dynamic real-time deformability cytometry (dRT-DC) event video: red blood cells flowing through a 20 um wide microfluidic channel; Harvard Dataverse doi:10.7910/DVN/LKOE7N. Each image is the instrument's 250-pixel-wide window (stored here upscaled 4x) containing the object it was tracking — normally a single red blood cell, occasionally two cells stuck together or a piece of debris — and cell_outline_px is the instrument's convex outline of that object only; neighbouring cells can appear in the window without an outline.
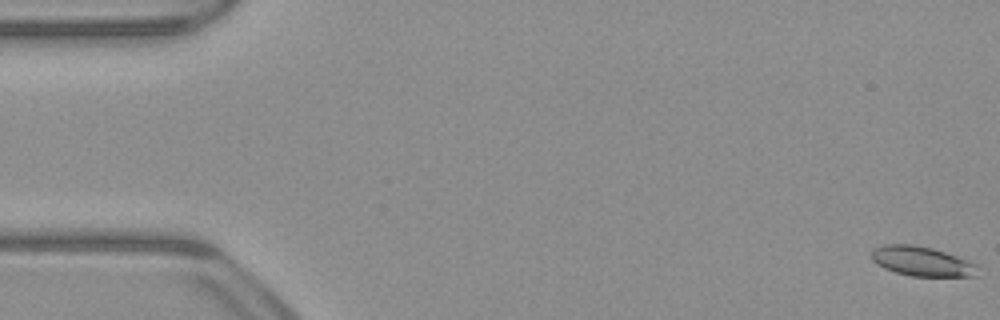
{"species": "common noctule bat (a hibernating species)", "species_latin": "Nyctalus noctula", "temperature_condition": "warm", "stored_images_in_passage": 53, "camera_frame_rate_fps": 3000, "um_per_image_px": 0.085, "animal": {"sex": "male", "body_mass_g": 23.1, "forearm_length_mm": 52.7}, "frame": {"image": 1, "passage_image": 1, "time_ms": 0.0, "image_size_px": [1000, 320], "cell_outline_px": [[980, 264], [976, 276], [912, 276], [896, 272], [884, 268], [876, 264], [872, 260], [872, 248], [884, 244], [912, 244], [932, 248]], "centroid_in_image_um": [78.37, 22.2], "position_along_channel_um": 6.6, "area_um2": 18.44}}
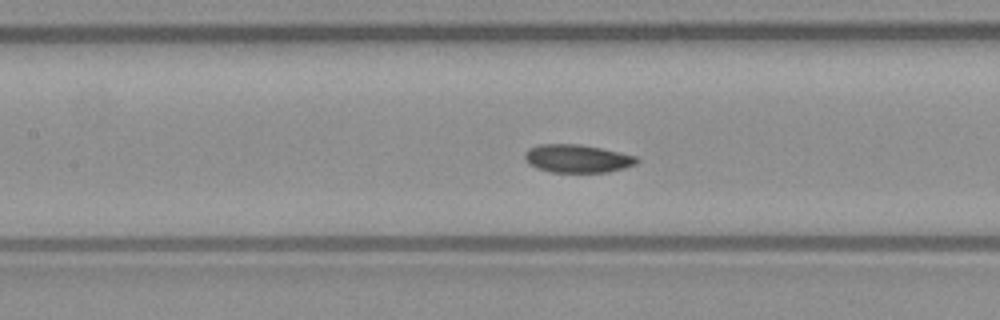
{"frame": {"image": 2, "passage_image": 24, "time_ms": 7.667, "image_size_px": [1000, 320], "cell_outline_px": [[640, 160], [636, 164], [624, 168], [608, 172], [552, 172], [536, 168], [528, 164], [524, 160], [524, 152], [528, 148], [540, 144], [580, 144], [600, 148], [636, 156]], "centroid_in_image_um": [49.03, 13.48], "position_along_channel_um": 158.4, "area_um2": 18.44}}
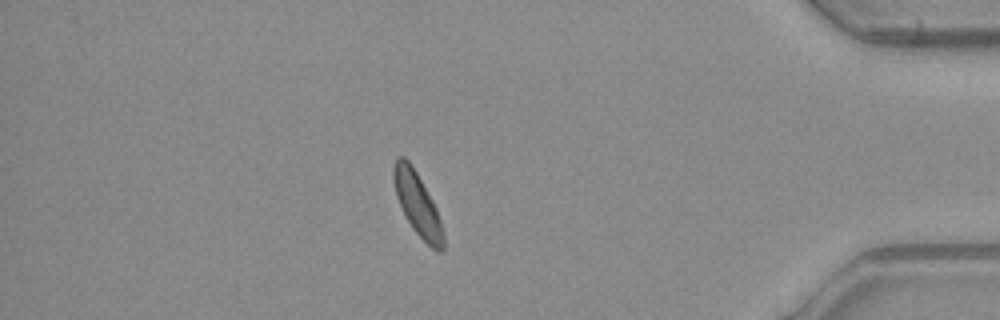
{"frame": {"image": 3, "passage_image": 46, "time_ms": 15.0, "image_size_px": [1000, 320], "cell_outline_px": [[444, 248], [440, 252], [436, 252], [412, 228], [396, 196], [392, 176], [392, 168], [396, 156], [404, 156], [408, 160], [416, 172], [432, 200], [436, 208], [444, 232]], "centroid_in_image_um": [35.47, 17.33], "position_along_channel_um": 399.7, "area_um2": 18.03}, "authors_computed_cell_mechanics": {"area_um2": 18.4382, "velocity_mm_per_s": 3.9041, "shape_relaxation_time_tau1_ms": null, "shape_relaxation_time_tau2_ms": 5.7218, "deformation_change_tau1": null, "deformation_change_tau2": 0.0774}}